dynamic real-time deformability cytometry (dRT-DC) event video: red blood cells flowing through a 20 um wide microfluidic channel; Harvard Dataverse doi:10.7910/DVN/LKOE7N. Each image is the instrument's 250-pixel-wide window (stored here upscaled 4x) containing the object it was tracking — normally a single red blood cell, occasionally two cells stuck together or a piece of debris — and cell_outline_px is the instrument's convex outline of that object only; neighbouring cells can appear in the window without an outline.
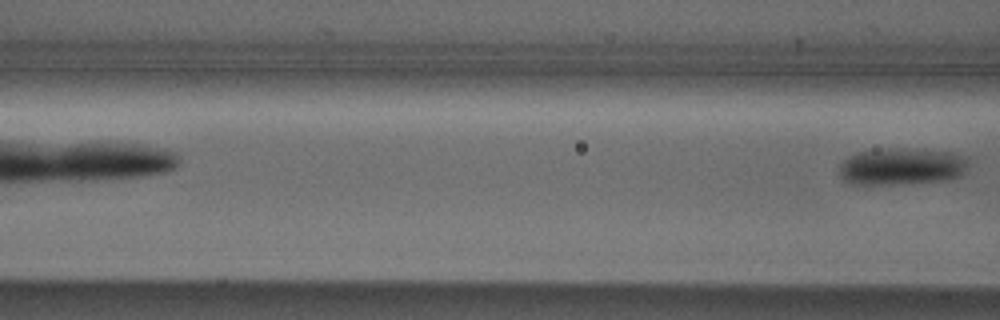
{"species": "Egyptian fruit bat (a non-hibernating species)", "species_latin": "Rousettus aegyptiacus", "temperature_condition": "cold", "stored_images_in_passage": 3, "camera_frame_rate_fps": 3000, "um_per_image_px": 0.085, "animal": {"sex": "male"}, "frame": {"image": 1, "passage_image": 3, "time_ms": 2.333, "image_size_px": [1000, 320], "cell_outline_px": [[968, 164], [964, 172], [960, 176], [948, 180], [904, 184], [852, 184], [844, 180], [840, 176], [840, 164], [848, 156], [856, 152], [876, 148], [900, 148], [952, 152], [968, 156]], "centroid_in_image_um": [76.65, 14.14], "position_along_channel_um": 90.0, "area_um2": 28.32}}